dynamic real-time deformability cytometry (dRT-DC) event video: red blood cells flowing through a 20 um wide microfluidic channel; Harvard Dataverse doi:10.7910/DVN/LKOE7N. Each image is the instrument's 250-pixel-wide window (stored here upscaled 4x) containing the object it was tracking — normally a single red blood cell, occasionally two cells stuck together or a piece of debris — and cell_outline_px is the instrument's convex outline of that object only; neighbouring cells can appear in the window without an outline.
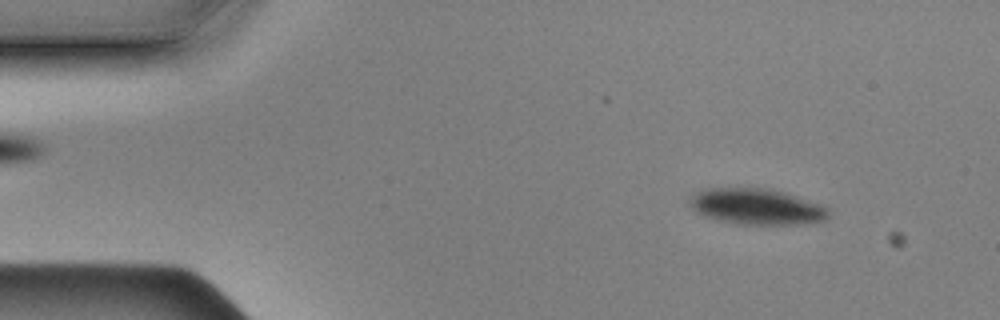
{"species": "Egyptian fruit bat (a non-hibernating species)", "species_latin": "Rousettus aegyptiacus", "temperature_condition": "cold", "stored_images_in_passage": 55, "camera_frame_rate_fps": 3000, "um_per_image_px": 0.085, "animal": {"sex": "male"}, "frame": {"image": 1, "passage_image": 5, "time_ms": 1.333, "image_size_px": [1000, 320], "cell_outline_px": [[828, 220], [808, 224], [736, 224], [704, 216], [692, 208], [688, 204], [688, 196], [692, 192], [700, 188], [768, 188], [784, 192], [820, 204], [828, 208]], "centroid_in_image_um": [64.26, 17.55], "position_along_channel_um": 20.7, "area_um2": 29.48}}
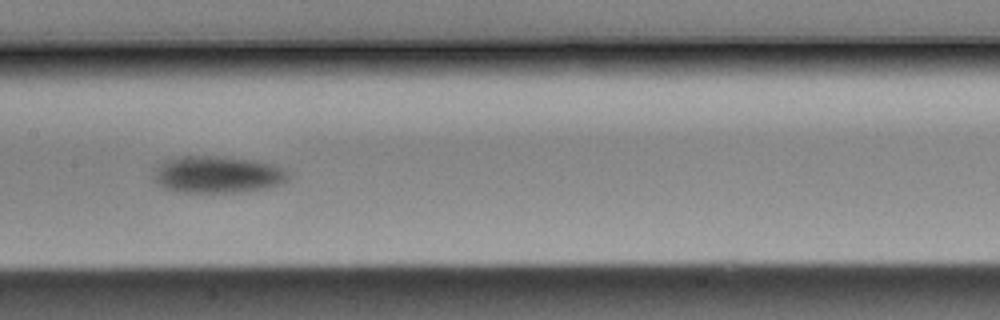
{"frame": {"image": 2, "passage_image": 26, "time_ms": 8.333, "image_size_px": [1000, 320], "cell_outline_px": [[292, 176], [288, 180], [280, 184], [264, 188], [240, 192], [180, 192], [164, 188], [152, 176], [156, 168], [164, 160], [172, 156], [216, 156], [256, 160], [284, 168]], "centroid_in_image_um": [18.49, 14.82], "position_along_channel_um": 188.9, "area_um2": 29.13}}
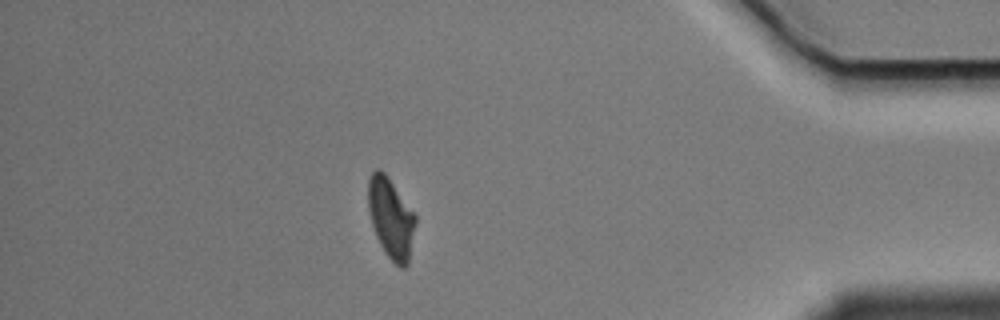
{"frame": {"image": 3, "passage_image": 48, "time_ms": 15.667, "image_size_px": [1000, 320], "cell_outline_px": [[416, 224], [408, 264], [404, 268], [400, 268], [384, 252], [376, 236], [372, 224], [368, 208], [368, 180], [372, 172], [376, 168], [380, 168], [388, 176], [416, 216]], "centroid_in_image_um": [33.22, 18.53], "position_along_channel_um": 402.0, "area_um2": 22.14}, "authors_computed_cell_mechanics": {"area_um2": 29.0734, "velocity_mm_per_s": 3.4947, "shape_relaxation_time_tau1_ms": 1.7205, "shape_relaxation_time_tau2_ms": null, "deformation_change_tau1": 0.0718, "deformation_change_tau2": null}}